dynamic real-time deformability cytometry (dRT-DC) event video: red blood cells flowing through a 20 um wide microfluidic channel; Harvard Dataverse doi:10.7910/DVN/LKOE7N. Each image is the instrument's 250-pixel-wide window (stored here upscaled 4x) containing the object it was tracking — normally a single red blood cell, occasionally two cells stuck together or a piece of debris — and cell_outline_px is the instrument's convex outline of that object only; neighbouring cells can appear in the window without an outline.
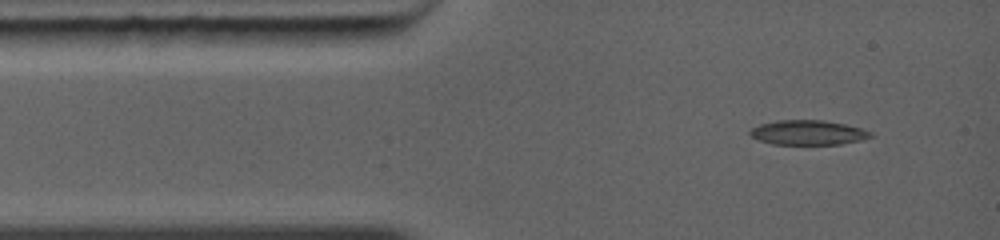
{"species": "common noctule bat (a hibernating species)", "species_latin": "Nyctalus noctula", "temperature_condition": "warm", "stored_images_in_passage": 9, "camera_frame_rate_fps": 5000, "um_per_image_px": 0.085, "animal": {"sex": "female", "body_mass_g": 19.0, "forearm_length_mm": 56.7}, "frame": {"image": 1, "passage_image": 1, "time_ms": 0.0, "image_size_px": [1000, 240], "cell_outline_px": [[872, 136], [860, 140], [840, 144], [772, 144], [760, 140], [752, 136], [748, 132], [752, 128], [760, 124], [776, 120], [824, 120], [844, 124], [860, 128], [872, 132]], "centroid_in_image_um": [68.66, 11.26], "position_along_channel_um": 16.3, "area_um2": 17.17}}
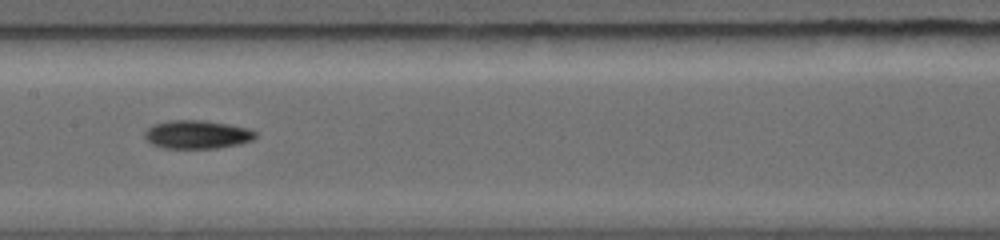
{"frame": {"image": 2, "passage_image": 6, "time_ms": 4.6, "image_size_px": [1000, 240], "cell_outline_px": [[256, 136], [252, 140], [240, 144], [216, 148], [164, 148], [152, 144], [144, 136], [144, 132], [152, 124], [168, 120], [204, 120], [228, 124], [248, 128], [256, 132]], "centroid_in_image_um": [16.74, 11.42], "position_along_channel_um": 190.7, "area_um2": 18.38}}
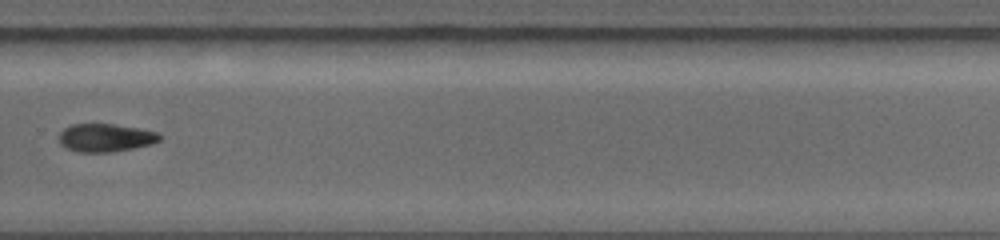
{"frame": {"image": 3, "passage_image": 9, "time_ms": 7.4, "image_size_px": [1000, 240], "cell_outline_px": [[160, 140], [152, 144], [112, 152], [80, 152], [68, 148], [60, 144], [60, 132], [64, 128], [72, 124], [112, 124], [140, 128], [156, 132], [160, 136]], "centroid_in_image_um": [8.97, 11.7], "position_along_channel_um": 320.8, "area_um2": 16.3}}